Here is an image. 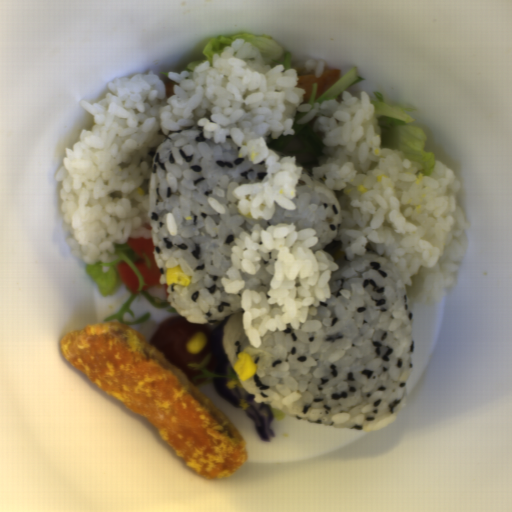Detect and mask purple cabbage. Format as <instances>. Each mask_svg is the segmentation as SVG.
Wrapping results in <instances>:
<instances>
[{"mask_svg":"<svg viewBox=\"0 0 512 512\" xmlns=\"http://www.w3.org/2000/svg\"><path fill=\"white\" fill-rule=\"evenodd\" d=\"M226 381L227 378H214L213 386L217 394L237 409L241 400L247 401L249 406L244 412L251 418L258 436L262 441L271 442L276 436V432L271 428L274 416L273 408L269 403L256 402L254 400L255 393H249L241 382L237 383V387L229 389L226 386Z\"/></svg>","mask_w":512,"mask_h":512,"instance_id":"c1f60e8f","label":"purple cabbage"},{"mask_svg":"<svg viewBox=\"0 0 512 512\" xmlns=\"http://www.w3.org/2000/svg\"><path fill=\"white\" fill-rule=\"evenodd\" d=\"M235 314H229L224 317L221 323L210 332L214 356L216 359V374H227V367L233 370V366L228 361L227 355L222 349V340L224 337V326Z\"/></svg>","mask_w":512,"mask_h":512,"instance_id":"ea28d5fd","label":"purple cabbage"}]
</instances>
